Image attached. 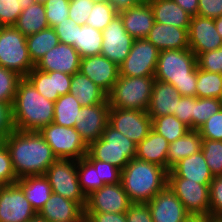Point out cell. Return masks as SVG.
I'll return each mask as SVG.
<instances>
[{
  "instance_id": "6da1fadb",
  "label": "cell",
  "mask_w": 222,
  "mask_h": 222,
  "mask_svg": "<svg viewBox=\"0 0 222 222\" xmlns=\"http://www.w3.org/2000/svg\"><path fill=\"white\" fill-rule=\"evenodd\" d=\"M18 179L44 175L57 160L52 148L38 131L14 130L3 141Z\"/></svg>"
},
{
  "instance_id": "7a4b0ae2",
  "label": "cell",
  "mask_w": 222,
  "mask_h": 222,
  "mask_svg": "<svg viewBox=\"0 0 222 222\" xmlns=\"http://www.w3.org/2000/svg\"><path fill=\"white\" fill-rule=\"evenodd\" d=\"M55 102L47 100L23 77L17 86L12 104L13 121L16 130L40 131L51 124L54 118Z\"/></svg>"
},
{
  "instance_id": "3957f363",
  "label": "cell",
  "mask_w": 222,
  "mask_h": 222,
  "mask_svg": "<svg viewBox=\"0 0 222 222\" xmlns=\"http://www.w3.org/2000/svg\"><path fill=\"white\" fill-rule=\"evenodd\" d=\"M197 56L189 49L159 52L155 80L174 86L181 96L196 97Z\"/></svg>"
},
{
  "instance_id": "277c9868",
  "label": "cell",
  "mask_w": 222,
  "mask_h": 222,
  "mask_svg": "<svg viewBox=\"0 0 222 222\" xmlns=\"http://www.w3.org/2000/svg\"><path fill=\"white\" fill-rule=\"evenodd\" d=\"M168 171L136 158L121 170V183L131 203H148L167 186Z\"/></svg>"
},
{
  "instance_id": "5b68a950",
  "label": "cell",
  "mask_w": 222,
  "mask_h": 222,
  "mask_svg": "<svg viewBox=\"0 0 222 222\" xmlns=\"http://www.w3.org/2000/svg\"><path fill=\"white\" fill-rule=\"evenodd\" d=\"M137 145L109 123L99 139L87 146V159L108 162L123 169L130 160L136 157Z\"/></svg>"
},
{
  "instance_id": "8992f818",
  "label": "cell",
  "mask_w": 222,
  "mask_h": 222,
  "mask_svg": "<svg viewBox=\"0 0 222 222\" xmlns=\"http://www.w3.org/2000/svg\"><path fill=\"white\" fill-rule=\"evenodd\" d=\"M154 82V76L119 75L111 92L107 95L110 107L147 111Z\"/></svg>"
},
{
  "instance_id": "52a82bcc",
  "label": "cell",
  "mask_w": 222,
  "mask_h": 222,
  "mask_svg": "<svg viewBox=\"0 0 222 222\" xmlns=\"http://www.w3.org/2000/svg\"><path fill=\"white\" fill-rule=\"evenodd\" d=\"M0 66L26 77L35 67L26 45V36L15 26H2L0 30Z\"/></svg>"
},
{
  "instance_id": "ba28073f",
  "label": "cell",
  "mask_w": 222,
  "mask_h": 222,
  "mask_svg": "<svg viewBox=\"0 0 222 222\" xmlns=\"http://www.w3.org/2000/svg\"><path fill=\"white\" fill-rule=\"evenodd\" d=\"M52 192L86 207L87 197L82 192L78 179L77 160L57 159L44 174Z\"/></svg>"
},
{
  "instance_id": "9c48e42d",
  "label": "cell",
  "mask_w": 222,
  "mask_h": 222,
  "mask_svg": "<svg viewBox=\"0 0 222 222\" xmlns=\"http://www.w3.org/2000/svg\"><path fill=\"white\" fill-rule=\"evenodd\" d=\"M39 133L52 148L57 159L79 160L87 154V145L74 127L60 126L52 122Z\"/></svg>"
},
{
  "instance_id": "30bf717a",
  "label": "cell",
  "mask_w": 222,
  "mask_h": 222,
  "mask_svg": "<svg viewBox=\"0 0 222 222\" xmlns=\"http://www.w3.org/2000/svg\"><path fill=\"white\" fill-rule=\"evenodd\" d=\"M167 186L179 198L190 215L209 214V185L179 178L170 170L167 174Z\"/></svg>"
},
{
  "instance_id": "8fae6325",
  "label": "cell",
  "mask_w": 222,
  "mask_h": 222,
  "mask_svg": "<svg viewBox=\"0 0 222 222\" xmlns=\"http://www.w3.org/2000/svg\"><path fill=\"white\" fill-rule=\"evenodd\" d=\"M159 52L146 38L135 39L129 55L119 65V74L128 77L154 76Z\"/></svg>"
},
{
  "instance_id": "7c38bea8",
  "label": "cell",
  "mask_w": 222,
  "mask_h": 222,
  "mask_svg": "<svg viewBox=\"0 0 222 222\" xmlns=\"http://www.w3.org/2000/svg\"><path fill=\"white\" fill-rule=\"evenodd\" d=\"M108 123L136 145L146 138L152 129V119L147 111L110 107Z\"/></svg>"
},
{
  "instance_id": "4fadbf2b",
  "label": "cell",
  "mask_w": 222,
  "mask_h": 222,
  "mask_svg": "<svg viewBox=\"0 0 222 222\" xmlns=\"http://www.w3.org/2000/svg\"><path fill=\"white\" fill-rule=\"evenodd\" d=\"M131 204L121 182L106 184L87 196L84 213H126Z\"/></svg>"
},
{
  "instance_id": "5bb4252c",
  "label": "cell",
  "mask_w": 222,
  "mask_h": 222,
  "mask_svg": "<svg viewBox=\"0 0 222 222\" xmlns=\"http://www.w3.org/2000/svg\"><path fill=\"white\" fill-rule=\"evenodd\" d=\"M36 215L17 183L0 187V222H27Z\"/></svg>"
},
{
  "instance_id": "9a60e30c",
  "label": "cell",
  "mask_w": 222,
  "mask_h": 222,
  "mask_svg": "<svg viewBox=\"0 0 222 222\" xmlns=\"http://www.w3.org/2000/svg\"><path fill=\"white\" fill-rule=\"evenodd\" d=\"M101 55L118 66L121 65L130 53L134 38L130 36L117 15L102 31Z\"/></svg>"
},
{
  "instance_id": "2e32d148",
  "label": "cell",
  "mask_w": 222,
  "mask_h": 222,
  "mask_svg": "<svg viewBox=\"0 0 222 222\" xmlns=\"http://www.w3.org/2000/svg\"><path fill=\"white\" fill-rule=\"evenodd\" d=\"M109 110L110 105L107 98L103 103L84 106L79 111L78 123L74 128L87 146L103 134L109 122Z\"/></svg>"
},
{
  "instance_id": "e0dca14e",
  "label": "cell",
  "mask_w": 222,
  "mask_h": 222,
  "mask_svg": "<svg viewBox=\"0 0 222 222\" xmlns=\"http://www.w3.org/2000/svg\"><path fill=\"white\" fill-rule=\"evenodd\" d=\"M188 44L196 56L222 47V37L217 32L214 19L199 15L191 17Z\"/></svg>"
},
{
  "instance_id": "ac0fdd59",
  "label": "cell",
  "mask_w": 222,
  "mask_h": 222,
  "mask_svg": "<svg viewBox=\"0 0 222 222\" xmlns=\"http://www.w3.org/2000/svg\"><path fill=\"white\" fill-rule=\"evenodd\" d=\"M79 71L100 87L107 95L119 78V66L103 55L83 57Z\"/></svg>"
},
{
  "instance_id": "d6986e66",
  "label": "cell",
  "mask_w": 222,
  "mask_h": 222,
  "mask_svg": "<svg viewBox=\"0 0 222 222\" xmlns=\"http://www.w3.org/2000/svg\"><path fill=\"white\" fill-rule=\"evenodd\" d=\"M146 204L153 222H186L190 216L182 202L168 186Z\"/></svg>"
},
{
  "instance_id": "ffe728a7",
  "label": "cell",
  "mask_w": 222,
  "mask_h": 222,
  "mask_svg": "<svg viewBox=\"0 0 222 222\" xmlns=\"http://www.w3.org/2000/svg\"><path fill=\"white\" fill-rule=\"evenodd\" d=\"M81 56L71 45L59 43L49 50L35 65L43 72L59 71L68 75L79 72Z\"/></svg>"
},
{
  "instance_id": "44dd1931",
  "label": "cell",
  "mask_w": 222,
  "mask_h": 222,
  "mask_svg": "<svg viewBox=\"0 0 222 222\" xmlns=\"http://www.w3.org/2000/svg\"><path fill=\"white\" fill-rule=\"evenodd\" d=\"M25 78L39 94L53 102L70 92L72 75L59 71L43 72L34 67Z\"/></svg>"
},
{
  "instance_id": "7402d4cb",
  "label": "cell",
  "mask_w": 222,
  "mask_h": 222,
  "mask_svg": "<svg viewBox=\"0 0 222 222\" xmlns=\"http://www.w3.org/2000/svg\"><path fill=\"white\" fill-rule=\"evenodd\" d=\"M126 32L134 39L146 38L154 25L153 9L149 2L118 12Z\"/></svg>"
},
{
  "instance_id": "603a6c76",
  "label": "cell",
  "mask_w": 222,
  "mask_h": 222,
  "mask_svg": "<svg viewBox=\"0 0 222 222\" xmlns=\"http://www.w3.org/2000/svg\"><path fill=\"white\" fill-rule=\"evenodd\" d=\"M84 214V208L76 201L52 193L38 215L48 222H74Z\"/></svg>"
},
{
  "instance_id": "cb8c5ba5",
  "label": "cell",
  "mask_w": 222,
  "mask_h": 222,
  "mask_svg": "<svg viewBox=\"0 0 222 222\" xmlns=\"http://www.w3.org/2000/svg\"><path fill=\"white\" fill-rule=\"evenodd\" d=\"M188 29L154 22L146 39L150 41L159 51L172 49H187Z\"/></svg>"
},
{
  "instance_id": "d4e9b609",
  "label": "cell",
  "mask_w": 222,
  "mask_h": 222,
  "mask_svg": "<svg viewBox=\"0 0 222 222\" xmlns=\"http://www.w3.org/2000/svg\"><path fill=\"white\" fill-rule=\"evenodd\" d=\"M181 95L173 85L155 80L147 113L151 118L174 115Z\"/></svg>"
},
{
  "instance_id": "484cf974",
  "label": "cell",
  "mask_w": 222,
  "mask_h": 222,
  "mask_svg": "<svg viewBox=\"0 0 222 222\" xmlns=\"http://www.w3.org/2000/svg\"><path fill=\"white\" fill-rule=\"evenodd\" d=\"M171 170L179 178L188 179L203 185H209L214 178L202 151L183 158Z\"/></svg>"
},
{
  "instance_id": "4316f807",
  "label": "cell",
  "mask_w": 222,
  "mask_h": 222,
  "mask_svg": "<svg viewBox=\"0 0 222 222\" xmlns=\"http://www.w3.org/2000/svg\"><path fill=\"white\" fill-rule=\"evenodd\" d=\"M169 142L162 135L150 130L136 147V159L157 164L166 169Z\"/></svg>"
},
{
  "instance_id": "83f0119b",
  "label": "cell",
  "mask_w": 222,
  "mask_h": 222,
  "mask_svg": "<svg viewBox=\"0 0 222 222\" xmlns=\"http://www.w3.org/2000/svg\"><path fill=\"white\" fill-rule=\"evenodd\" d=\"M69 93L82 107L100 104L107 99V94L80 71L72 75Z\"/></svg>"
},
{
  "instance_id": "f1b7e54d",
  "label": "cell",
  "mask_w": 222,
  "mask_h": 222,
  "mask_svg": "<svg viewBox=\"0 0 222 222\" xmlns=\"http://www.w3.org/2000/svg\"><path fill=\"white\" fill-rule=\"evenodd\" d=\"M16 183L22 188L26 199L37 214L53 193L45 175L26 176L18 179Z\"/></svg>"
},
{
  "instance_id": "f546056e",
  "label": "cell",
  "mask_w": 222,
  "mask_h": 222,
  "mask_svg": "<svg viewBox=\"0 0 222 222\" xmlns=\"http://www.w3.org/2000/svg\"><path fill=\"white\" fill-rule=\"evenodd\" d=\"M151 5L154 20L157 23L168 24L179 28H189L191 15L184 11L173 0L147 1Z\"/></svg>"
},
{
  "instance_id": "4dcf8cb0",
  "label": "cell",
  "mask_w": 222,
  "mask_h": 222,
  "mask_svg": "<svg viewBox=\"0 0 222 222\" xmlns=\"http://www.w3.org/2000/svg\"><path fill=\"white\" fill-rule=\"evenodd\" d=\"M202 137L198 130H189L184 136L169 143L166 170L170 171L180 160L201 151Z\"/></svg>"
},
{
  "instance_id": "1f68e13d",
  "label": "cell",
  "mask_w": 222,
  "mask_h": 222,
  "mask_svg": "<svg viewBox=\"0 0 222 222\" xmlns=\"http://www.w3.org/2000/svg\"><path fill=\"white\" fill-rule=\"evenodd\" d=\"M14 26L25 36L48 28L43 2L35 1L26 10H22Z\"/></svg>"
},
{
  "instance_id": "d6a6232c",
  "label": "cell",
  "mask_w": 222,
  "mask_h": 222,
  "mask_svg": "<svg viewBox=\"0 0 222 222\" xmlns=\"http://www.w3.org/2000/svg\"><path fill=\"white\" fill-rule=\"evenodd\" d=\"M59 44L54 28L48 27L38 33L26 36V45L34 65L52 48Z\"/></svg>"
},
{
  "instance_id": "836d02e7",
  "label": "cell",
  "mask_w": 222,
  "mask_h": 222,
  "mask_svg": "<svg viewBox=\"0 0 222 222\" xmlns=\"http://www.w3.org/2000/svg\"><path fill=\"white\" fill-rule=\"evenodd\" d=\"M102 31L89 25H77L75 48L81 58L101 55Z\"/></svg>"
},
{
  "instance_id": "e575fe53",
  "label": "cell",
  "mask_w": 222,
  "mask_h": 222,
  "mask_svg": "<svg viewBox=\"0 0 222 222\" xmlns=\"http://www.w3.org/2000/svg\"><path fill=\"white\" fill-rule=\"evenodd\" d=\"M81 108V104L72 94L60 96L55 101L53 123L65 127H75Z\"/></svg>"
},
{
  "instance_id": "d590c367",
  "label": "cell",
  "mask_w": 222,
  "mask_h": 222,
  "mask_svg": "<svg viewBox=\"0 0 222 222\" xmlns=\"http://www.w3.org/2000/svg\"><path fill=\"white\" fill-rule=\"evenodd\" d=\"M151 119L152 129L167 139L169 143L184 136L190 130V128L175 115H165Z\"/></svg>"
},
{
  "instance_id": "8d00e7d4",
  "label": "cell",
  "mask_w": 222,
  "mask_h": 222,
  "mask_svg": "<svg viewBox=\"0 0 222 222\" xmlns=\"http://www.w3.org/2000/svg\"><path fill=\"white\" fill-rule=\"evenodd\" d=\"M222 74L208 72L197 68L196 97L218 98L221 97Z\"/></svg>"
},
{
  "instance_id": "74e56055",
  "label": "cell",
  "mask_w": 222,
  "mask_h": 222,
  "mask_svg": "<svg viewBox=\"0 0 222 222\" xmlns=\"http://www.w3.org/2000/svg\"><path fill=\"white\" fill-rule=\"evenodd\" d=\"M77 172L80 188L86 197L105 185L99 178L98 169L86 157L77 160Z\"/></svg>"
},
{
  "instance_id": "f35d334b",
  "label": "cell",
  "mask_w": 222,
  "mask_h": 222,
  "mask_svg": "<svg viewBox=\"0 0 222 222\" xmlns=\"http://www.w3.org/2000/svg\"><path fill=\"white\" fill-rule=\"evenodd\" d=\"M221 109V99L194 97L193 130H198L209 117L216 114Z\"/></svg>"
},
{
  "instance_id": "ab89813d",
  "label": "cell",
  "mask_w": 222,
  "mask_h": 222,
  "mask_svg": "<svg viewBox=\"0 0 222 222\" xmlns=\"http://www.w3.org/2000/svg\"><path fill=\"white\" fill-rule=\"evenodd\" d=\"M117 15L118 12L108 1L97 2L93 5L86 25L103 31Z\"/></svg>"
},
{
  "instance_id": "60d3db41",
  "label": "cell",
  "mask_w": 222,
  "mask_h": 222,
  "mask_svg": "<svg viewBox=\"0 0 222 222\" xmlns=\"http://www.w3.org/2000/svg\"><path fill=\"white\" fill-rule=\"evenodd\" d=\"M36 0H0V24L14 26L22 10H26Z\"/></svg>"
},
{
  "instance_id": "b9f144b4",
  "label": "cell",
  "mask_w": 222,
  "mask_h": 222,
  "mask_svg": "<svg viewBox=\"0 0 222 222\" xmlns=\"http://www.w3.org/2000/svg\"><path fill=\"white\" fill-rule=\"evenodd\" d=\"M201 151L213 176L222 175V141L202 139Z\"/></svg>"
},
{
  "instance_id": "7bdbcfd3",
  "label": "cell",
  "mask_w": 222,
  "mask_h": 222,
  "mask_svg": "<svg viewBox=\"0 0 222 222\" xmlns=\"http://www.w3.org/2000/svg\"><path fill=\"white\" fill-rule=\"evenodd\" d=\"M22 78L17 72L0 66V102L13 104L18 83Z\"/></svg>"
},
{
  "instance_id": "ee69618b",
  "label": "cell",
  "mask_w": 222,
  "mask_h": 222,
  "mask_svg": "<svg viewBox=\"0 0 222 222\" xmlns=\"http://www.w3.org/2000/svg\"><path fill=\"white\" fill-rule=\"evenodd\" d=\"M43 4L49 27L54 28L62 21H65V18H69L70 0H45Z\"/></svg>"
},
{
  "instance_id": "f6af8a7d",
  "label": "cell",
  "mask_w": 222,
  "mask_h": 222,
  "mask_svg": "<svg viewBox=\"0 0 222 222\" xmlns=\"http://www.w3.org/2000/svg\"><path fill=\"white\" fill-rule=\"evenodd\" d=\"M209 214L222 220V175L214 176L209 184Z\"/></svg>"
},
{
  "instance_id": "bcb514c9",
  "label": "cell",
  "mask_w": 222,
  "mask_h": 222,
  "mask_svg": "<svg viewBox=\"0 0 222 222\" xmlns=\"http://www.w3.org/2000/svg\"><path fill=\"white\" fill-rule=\"evenodd\" d=\"M17 181L9 151L5 143L0 141V187L15 184Z\"/></svg>"
},
{
  "instance_id": "7dc6e473",
  "label": "cell",
  "mask_w": 222,
  "mask_h": 222,
  "mask_svg": "<svg viewBox=\"0 0 222 222\" xmlns=\"http://www.w3.org/2000/svg\"><path fill=\"white\" fill-rule=\"evenodd\" d=\"M197 66L201 70L222 74V47L199 54Z\"/></svg>"
},
{
  "instance_id": "c3c4849f",
  "label": "cell",
  "mask_w": 222,
  "mask_h": 222,
  "mask_svg": "<svg viewBox=\"0 0 222 222\" xmlns=\"http://www.w3.org/2000/svg\"><path fill=\"white\" fill-rule=\"evenodd\" d=\"M92 0H70L69 18L73 19L78 25H86L88 17L93 9Z\"/></svg>"
},
{
  "instance_id": "681fc988",
  "label": "cell",
  "mask_w": 222,
  "mask_h": 222,
  "mask_svg": "<svg viewBox=\"0 0 222 222\" xmlns=\"http://www.w3.org/2000/svg\"><path fill=\"white\" fill-rule=\"evenodd\" d=\"M198 131L202 139L222 141V109L209 117Z\"/></svg>"
},
{
  "instance_id": "f907efd6",
  "label": "cell",
  "mask_w": 222,
  "mask_h": 222,
  "mask_svg": "<svg viewBox=\"0 0 222 222\" xmlns=\"http://www.w3.org/2000/svg\"><path fill=\"white\" fill-rule=\"evenodd\" d=\"M96 169H98L99 178L106 184H116L121 182V169L108 163L96 159H88Z\"/></svg>"
},
{
  "instance_id": "816d5d0a",
  "label": "cell",
  "mask_w": 222,
  "mask_h": 222,
  "mask_svg": "<svg viewBox=\"0 0 222 222\" xmlns=\"http://www.w3.org/2000/svg\"><path fill=\"white\" fill-rule=\"evenodd\" d=\"M174 115L190 130H193L194 97L181 96L174 110Z\"/></svg>"
},
{
  "instance_id": "f5cc1de1",
  "label": "cell",
  "mask_w": 222,
  "mask_h": 222,
  "mask_svg": "<svg viewBox=\"0 0 222 222\" xmlns=\"http://www.w3.org/2000/svg\"><path fill=\"white\" fill-rule=\"evenodd\" d=\"M77 25L78 24L71 18H65V21L56 25L54 30L58 36L59 43L71 45L75 48Z\"/></svg>"
},
{
  "instance_id": "db71d44e",
  "label": "cell",
  "mask_w": 222,
  "mask_h": 222,
  "mask_svg": "<svg viewBox=\"0 0 222 222\" xmlns=\"http://www.w3.org/2000/svg\"><path fill=\"white\" fill-rule=\"evenodd\" d=\"M15 130L12 104L0 102V141Z\"/></svg>"
},
{
  "instance_id": "11a10c76",
  "label": "cell",
  "mask_w": 222,
  "mask_h": 222,
  "mask_svg": "<svg viewBox=\"0 0 222 222\" xmlns=\"http://www.w3.org/2000/svg\"><path fill=\"white\" fill-rule=\"evenodd\" d=\"M127 222H153L146 203H132L126 212Z\"/></svg>"
},
{
  "instance_id": "9f6ffc18",
  "label": "cell",
  "mask_w": 222,
  "mask_h": 222,
  "mask_svg": "<svg viewBox=\"0 0 222 222\" xmlns=\"http://www.w3.org/2000/svg\"><path fill=\"white\" fill-rule=\"evenodd\" d=\"M197 15L210 19L222 16V0H198Z\"/></svg>"
},
{
  "instance_id": "6f0895ef",
  "label": "cell",
  "mask_w": 222,
  "mask_h": 222,
  "mask_svg": "<svg viewBox=\"0 0 222 222\" xmlns=\"http://www.w3.org/2000/svg\"><path fill=\"white\" fill-rule=\"evenodd\" d=\"M88 222H127L126 213H84Z\"/></svg>"
},
{
  "instance_id": "680465c9",
  "label": "cell",
  "mask_w": 222,
  "mask_h": 222,
  "mask_svg": "<svg viewBox=\"0 0 222 222\" xmlns=\"http://www.w3.org/2000/svg\"><path fill=\"white\" fill-rule=\"evenodd\" d=\"M189 15L196 16L198 12V0H173Z\"/></svg>"
},
{
  "instance_id": "91938a15",
  "label": "cell",
  "mask_w": 222,
  "mask_h": 222,
  "mask_svg": "<svg viewBox=\"0 0 222 222\" xmlns=\"http://www.w3.org/2000/svg\"><path fill=\"white\" fill-rule=\"evenodd\" d=\"M144 0H108L117 12L123 11L142 3Z\"/></svg>"
},
{
  "instance_id": "94428289",
  "label": "cell",
  "mask_w": 222,
  "mask_h": 222,
  "mask_svg": "<svg viewBox=\"0 0 222 222\" xmlns=\"http://www.w3.org/2000/svg\"><path fill=\"white\" fill-rule=\"evenodd\" d=\"M217 219L212 217L210 214L208 215H190L186 222H216Z\"/></svg>"
},
{
  "instance_id": "6125c7cd",
  "label": "cell",
  "mask_w": 222,
  "mask_h": 222,
  "mask_svg": "<svg viewBox=\"0 0 222 222\" xmlns=\"http://www.w3.org/2000/svg\"><path fill=\"white\" fill-rule=\"evenodd\" d=\"M214 23H215L218 34L222 37V16L214 19Z\"/></svg>"
},
{
  "instance_id": "be15d7a7",
  "label": "cell",
  "mask_w": 222,
  "mask_h": 222,
  "mask_svg": "<svg viewBox=\"0 0 222 222\" xmlns=\"http://www.w3.org/2000/svg\"><path fill=\"white\" fill-rule=\"evenodd\" d=\"M27 222H48L46 219L41 218L38 214L33 217L32 219H30Z\"/></svg>"
},
{
  "instance_id": "e7e4bbea",
  "label": "cell",
  "mask_w": 222,
  "mask_h": 222,
  "mask_svg": "<svg viewBox=\"0 0 222 222\" xmlns=\"http://www.w3.org/2000/svg\"><path fill=\"white\" fill-rule=\"evenodd\" d=\"M74 222H88L87 217L83 214L77 221Z\"/></svg>"
},
{
  "instance_id": "03108f58",
  "label": "cell",
  "mask_w": 222,
  "mask_h": 222,
  "mask_svg": "<svg viewBox=\"0 0 222 222\" xmlns=\"http://www.w3.org/2000/svg\"><path fill=\"white\" fill-rule=\"evenodd\" d=\"M94 3H97V2H107L108 0H92Z\"/></svg>"
}]
</instances>
